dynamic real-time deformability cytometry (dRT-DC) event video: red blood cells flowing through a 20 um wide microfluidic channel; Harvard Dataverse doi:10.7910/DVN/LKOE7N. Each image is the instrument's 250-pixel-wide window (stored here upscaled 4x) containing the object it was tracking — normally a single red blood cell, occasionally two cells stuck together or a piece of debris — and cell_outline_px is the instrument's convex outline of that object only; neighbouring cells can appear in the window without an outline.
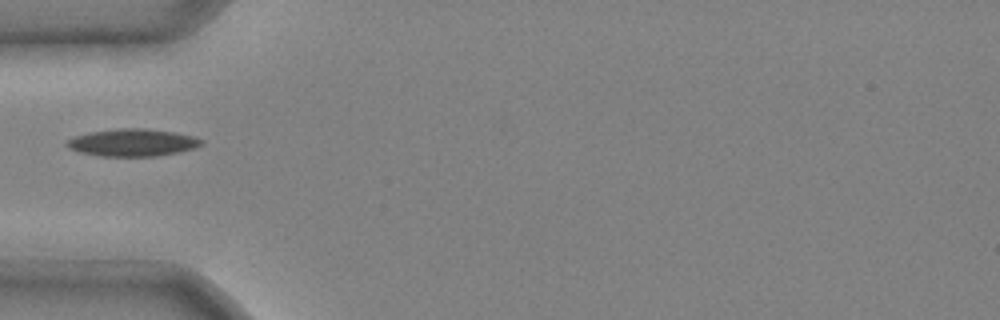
{"species": "common noctule bat (a hibernating species)", "species_latin": "Nyctalus noctula", "temperature_condition": "cold", "stored_images_in_passage": 2, "camera_frame_rate_fps": 3000, "um_per_image_px": 0.085, "animal": {"sex": "male", "body_mass_g": 20.4}, "frame": {"image": 1, "passage_image": 1, "time_ms": 0.0, "image_size_px": [1000, 320], "cell_outline_px": [[204, 144], [196, 148], [180, 152], [156, 156], [96, 156], [80, 152], [68, 148], [64, 144], [68, 140], [76, 136], [92, 132], [120, 128], [144, 128], [172, 132], [196, 136], [204, 140]], "centroid_in_image_um": [11.32, 12.13], "position_along_channel_um": 73.7, "area_um2": 21.56}}
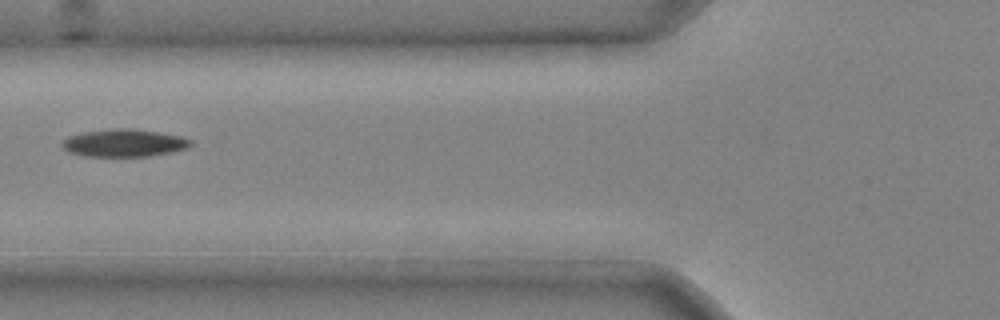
{"frame": {"image": 2, "passage_image": 2, "time_ms": 0.333, "image_size_px": [1000, 320], "cell_outline_px": [[192, 144], [188, 148], [172, 152], [148, 156], [84, 156], [68, 152], [60, 144], [68, 136], [84, 132], [112, 128], [132, 128], [180, 136], [192, 140]], "centroid_in_image_um": [10.54, 12.15], "position_along_channel_um": 115.3, "area_um2": 20.63}}